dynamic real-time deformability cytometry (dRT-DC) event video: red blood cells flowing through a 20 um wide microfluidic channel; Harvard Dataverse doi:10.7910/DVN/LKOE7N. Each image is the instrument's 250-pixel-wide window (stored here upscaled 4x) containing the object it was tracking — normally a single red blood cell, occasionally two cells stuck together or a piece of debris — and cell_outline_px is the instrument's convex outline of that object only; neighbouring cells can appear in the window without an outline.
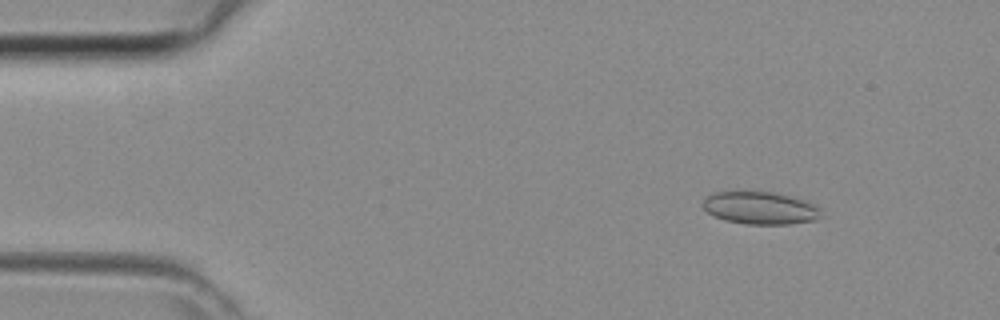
{"species": "common noctule bat (a hibernating species)", "species_latin": "Nyctalus noctula", "temperature_condition": "room temperature", "stored_images_in_passage": 43, "camera_frame_rate_fps": 3000, "um_per_image_px": 0.085, "animal": {"sex": "female", "body_mass_g": 29.2, "forearm_length_mm": 56.3}, "frame": {"image": 1, "passage_image": 5, "time_ms": 1.333, "image_size_px": [1000, 320], "cell_outline_px": [[820, 216], [816, 220], [788, 224], [744, 224], [724, 220], [708, 212], [704, 208], [704, 200], [708, 196], [716, 192], [772, 192], [804, 200], [816, 204], [820, 208]], "centroid_in_image_um": [64.65, 17.69], "position_along_channel_um": 20.3, "area_um2": 22.14}}
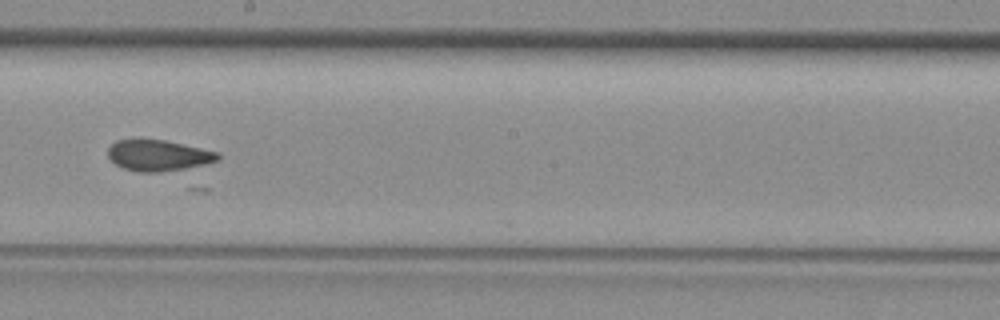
{"frame": {"image": 2, "passage_image": 24, "time_ms": 7.667, "image_size_px": [1000, 320], "cell_outline_px": [[220, 156], [216, 160], [204, 164], [184, 168], [160, 172], [140, 172], [124, 168], [116, 164], [108, 156], [108, 148], [116, 140], [140, 136], [164, 140], [220, 152]], "centroid_in_image_um": [13.4, 13.16], "position_along_channel_um": 234.8, "area_um2": 20.17}}
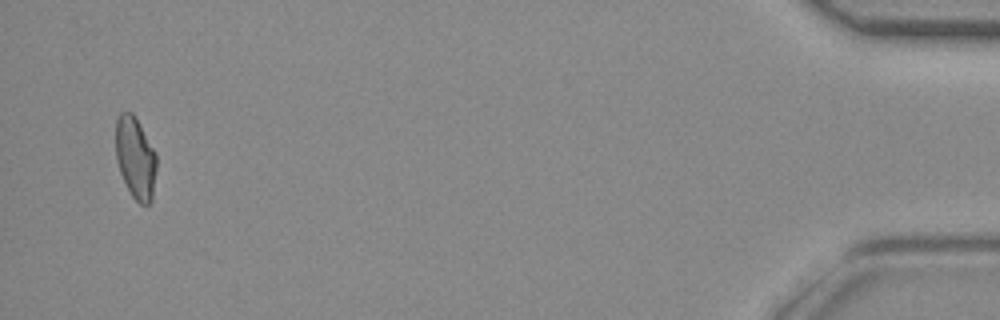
{"frame": {"image": 3, "passage_image": 42, "time_ms": 13.667, "image_size_px": [1000, 320], "cell_outline_px": [[156, 168], [152, 200], [148, 204], [140, 204], [132, 196], [120, 172], [116, 160], [116, 120], [120, 112], [132, 112], [156, 152]], "centroid_in_image_um": [11.51, 13.41], "position_along_channel_um": 423.7, "area_um2": 19.31}}